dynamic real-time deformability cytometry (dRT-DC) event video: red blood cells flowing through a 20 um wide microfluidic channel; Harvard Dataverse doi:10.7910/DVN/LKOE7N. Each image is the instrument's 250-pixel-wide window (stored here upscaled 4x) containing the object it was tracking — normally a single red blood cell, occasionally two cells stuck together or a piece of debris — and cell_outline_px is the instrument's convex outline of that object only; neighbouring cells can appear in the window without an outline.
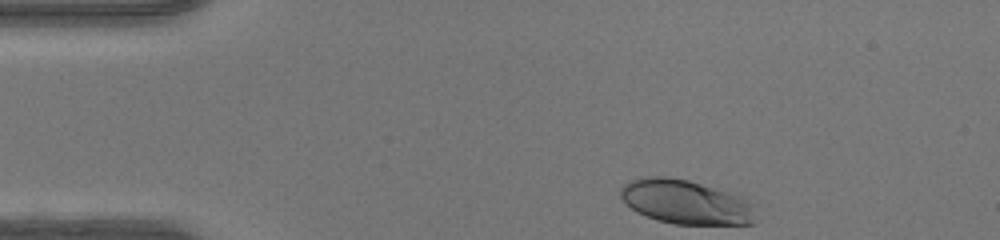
{"species": "human", "species_latin": "Homo sapiens", "temperature_condition": "warm", "stored_images_in_passage": 33, "camera_frame_rate_fps": 3000, "um_per_image_px": 0.085, "donor": {"sex": "female"}, "frame": {"image": 1, "passage_image": 1, "time_ms": 0.0, "image_size_px": [1000, 240], "cell_outline_px": [[756, 224], [676, 224], [656, 220], [636, 212], [620, 196], [620, 188], [628, 180], [648, 176], [668, 176], [688, 180], [740, 192], [748, 196], [752, 204], [756, 220]], "centroid_in_image_um": [58.38, 17.14], "position_along_channel_um": 26.6, "area_um2": 35.84}}
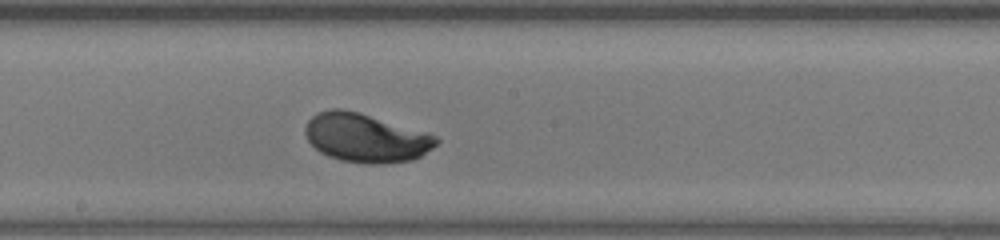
{"frame": {"image": 2, "passage_image": 19, "time_ms": 6.0, "image_size_px": [1000, 240], "cell_outline_px": [[440, 140], [432, 148], [420, 156], [412, 160], [384, 164], [364, 164], [340, 160], [328, 156], [320, 152], [308, 140], [304, 132], [304, 128], [308, 120], [316, 112], [332, 108], [340, 108], [360, 112], [428, 132], [436, 136]], "centroid_in_image_um": [31.09, 11.71], "position_along_channel_um": 217.1, "area_um2": 37.57}}
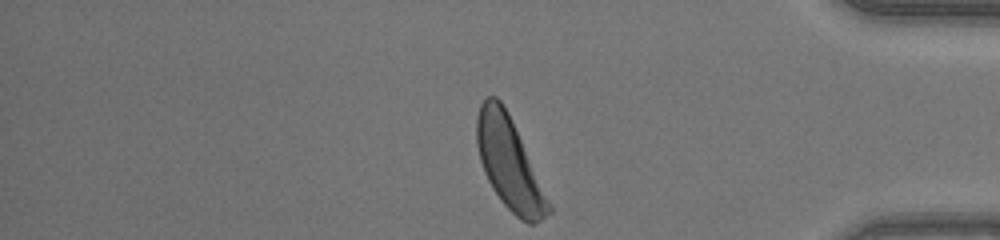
{"frame": {"image": 3, "passage_image": 33, "time_ms": 10.667, "image_size_px": [1000, 240], "cell_outline_px": [[552, 212], [536, 224], [528, 224], [520, 220], [500, 200], [492, 188], [484, 172], [480, 160], [476, 144], [476, 116], [480, 104], [488, 96], [496, 96], [500, 100], [508, 112], [552, 204]], "centroid_in_image_um": [43.3, 13.92], "position_along_channel_um": 391.9, "area_um2": 38.44}, "authors_computed_cell_mechanics": {"area_um2": 36.0094, "velocity_mm_per_s": 4.3288, "shape_relaxation_time_tau1_ms": 2.6304, "shape_relaxation_time_tau2_ms": null, "deformation_change_tau1": 0.1671, "deformation_change_tau2": null}}